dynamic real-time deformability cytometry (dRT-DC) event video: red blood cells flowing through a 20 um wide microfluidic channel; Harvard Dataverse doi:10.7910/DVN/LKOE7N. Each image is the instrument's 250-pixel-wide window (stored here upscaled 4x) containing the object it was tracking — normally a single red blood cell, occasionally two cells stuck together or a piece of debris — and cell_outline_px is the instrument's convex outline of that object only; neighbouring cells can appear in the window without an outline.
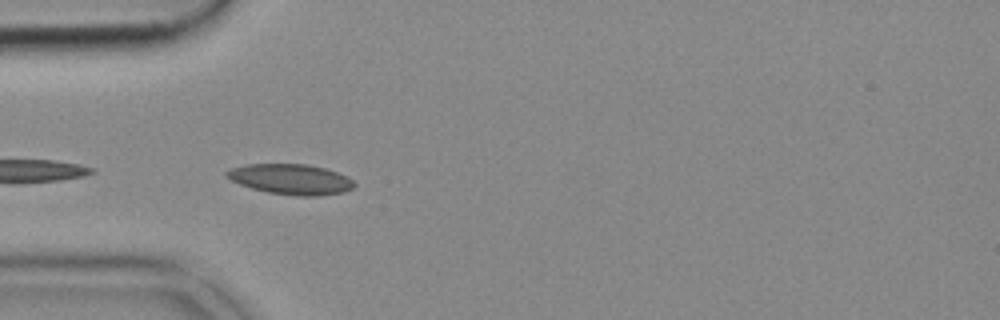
{"species": "common noctule bat (a hibernating species)", "species_latin": "Nyctalus noctula", "temperature_condition": "cold", "stored_images_in_passage": 7, "camera_frame_rate_fps": 3000, "um_per_image_px": 0.085, "animal": {"sex": "female", "body_mass_g": 18.4}, "frame": {"image": 1, "passage_image": 2, "time_ms": 0.333, "image_size_px": [1000, 320], "cell_outline_px": [[356, 184], [352, 188], [344, 192], [320, 196], [296, 196], [268, 192], [252, 188], [240, 184], [224, 176], [224, 172], [232, 168], [248, 164], [308, 164], [324, 168], [348, 176]], "centroid_in_image_um": [24.73, 15.24], "position_along_channel_um": 60.3, "area_um2": 22.6}}